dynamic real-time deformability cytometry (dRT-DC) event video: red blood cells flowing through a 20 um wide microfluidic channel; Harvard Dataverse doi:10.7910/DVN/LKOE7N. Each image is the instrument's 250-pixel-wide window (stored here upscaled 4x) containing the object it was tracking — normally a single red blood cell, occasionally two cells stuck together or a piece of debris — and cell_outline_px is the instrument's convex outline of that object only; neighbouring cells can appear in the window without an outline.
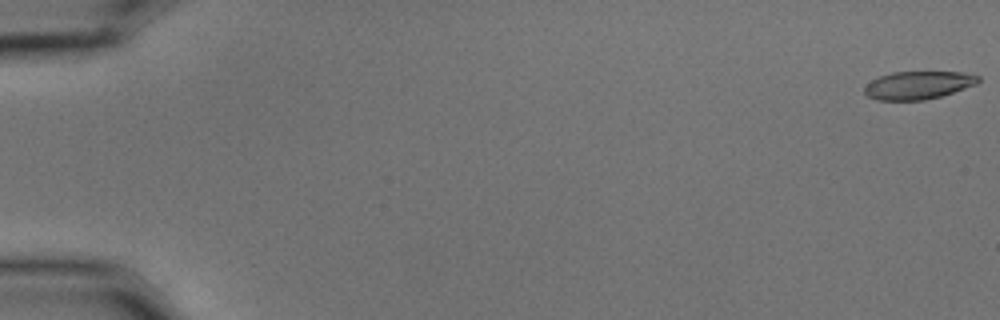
{"species": "common noctule bat (a hibernating species)", "species_latin": "Nyctalus noctula", "temperature_condition": "cold", "stored_images_in_passage": 11, "camera_frame_rate_fps": 3000, "um_per_image_px": 0.085, "animal": {"sex": "male", "body_mass_g": 15.6}, "frame": {"image": 1, "passage_image": 1, "time_ms": 0.0, "image_size_px": [1000, 320], "cell_outline_px": [[980, 80], [976, 84], [940, 96], [924, 100], [876, 100], [868, 96], [864, 92], [864, 88], [872, 80], [880, 76], [892, 72], [960, 72], [980, 76]], "centroid_in_image_um": [78.03, 7.24], "position_along_channel_um": 7.0, "area_um2": 18.32}}